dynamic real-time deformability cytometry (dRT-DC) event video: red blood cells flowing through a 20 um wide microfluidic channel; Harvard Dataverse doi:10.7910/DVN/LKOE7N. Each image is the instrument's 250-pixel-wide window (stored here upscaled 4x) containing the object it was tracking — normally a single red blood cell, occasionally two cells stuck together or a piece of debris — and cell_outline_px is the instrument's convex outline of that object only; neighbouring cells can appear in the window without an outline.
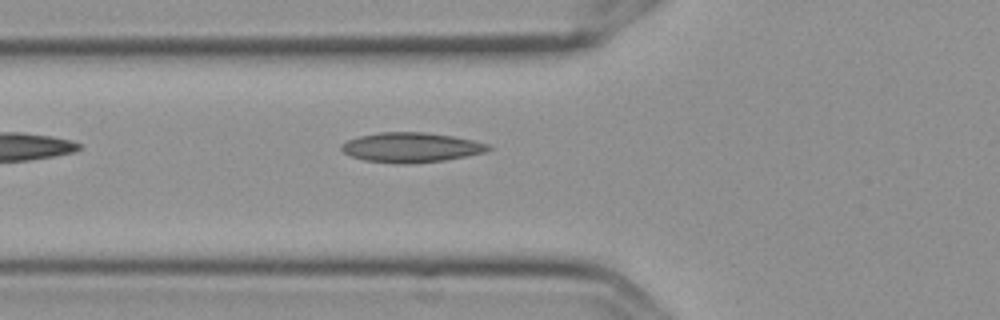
{"species": "Egyptian fruit bat (a non-hibernating species)", "species_latin": "Rousettus aegyptiacus", "temperature_condition": "cold", "stored_images_in_passage": 2, "camera_frame_rate_fps": 3000, "um_per_image_px": 0.085, "frame": {"image": 1, "passage_image": 2, "time_ms": 0.333, "image_size_px": [1000, 320], "cell_outline_px": [[492, 148], [488, 152], [444, 160], [412, 164], [396, 164], [364, 160], [352, 156], [344, 152], [340, 148], [340, 144], [348, 140], [360, 136], [380, 132], [424, 132], [452, 136], [472, 140], [488, 144]], "centroid_in_image_um": [34.95, 12.54], "position_along_channel_um": 90.8, "area_um2": 25.55}}